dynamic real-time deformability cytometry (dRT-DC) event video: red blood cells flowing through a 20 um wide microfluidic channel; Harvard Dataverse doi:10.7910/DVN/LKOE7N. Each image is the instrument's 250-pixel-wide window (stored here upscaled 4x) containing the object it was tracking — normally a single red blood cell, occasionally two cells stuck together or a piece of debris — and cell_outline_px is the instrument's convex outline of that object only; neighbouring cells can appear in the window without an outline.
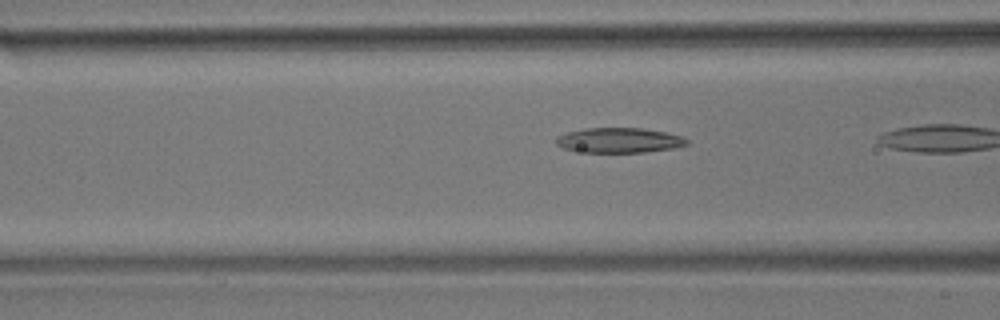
{"species": "common noctule bat (a hibernating species)", "species_latin": "Nyctalus noctula", "temperature_condition": "room temperature", "stored_images_in_passage": 18, "camera_frame_rate_fps": 3000, "um_per_image_px": 0.085, "animal": {"sex": "male", "body_mass_g": 17.9}, "frame": {"image": 1, "passage_image": 16, "time_ms": 5.0, "image_size_px": [1000, 320], "cell_outline_px": [[688, 144], [672, 148], [644, 152], [584, 152], [564, 148], [556, 144], [556, 136], [568, 132], [584, 128], [640, 128], [664, 132], [680, 136], [688, 140]], "centroid_in_image_um": [52.59, 11.92], "position_along_channel_um": 114.0, "area_um2": 18.79}}